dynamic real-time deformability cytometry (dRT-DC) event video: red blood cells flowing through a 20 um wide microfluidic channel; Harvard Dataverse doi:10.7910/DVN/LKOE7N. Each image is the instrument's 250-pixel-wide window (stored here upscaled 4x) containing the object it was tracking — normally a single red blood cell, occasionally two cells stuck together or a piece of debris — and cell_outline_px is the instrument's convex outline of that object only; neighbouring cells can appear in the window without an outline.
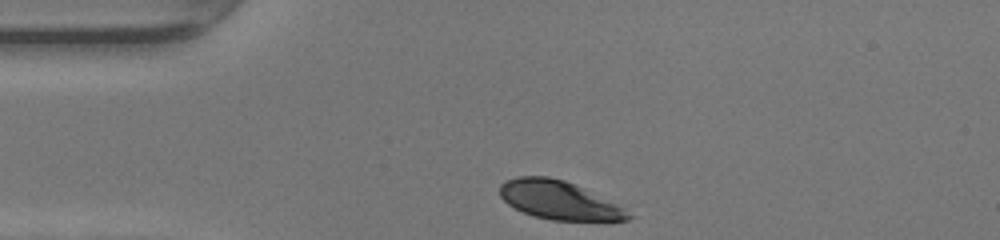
{"species": "human", "species_latin": "Homo sapiens", "temperature_condition": "warm", "stored_images_in_passage": 28, "camera_frame_rate_fps": 3000, "um_per_image_px": 0.085, "donor": {"sex": "female"}, "frame": {"image": 1, "passage_image": 1, "time_ms": 0.0, "image_size_px": [1000, 240], "cell_outline_px": [[636, 216], [628, 220], [552, 220], [532, 216], [508, 204], [500, 196], [500, 184], [516, 176], [548, 176], [564, 180], [584, 188], [624, 208]], "centroid_in_image_um": [47.52, 17.01], "position_along_channel_um": 37.5, "area_um2": 28.61}}
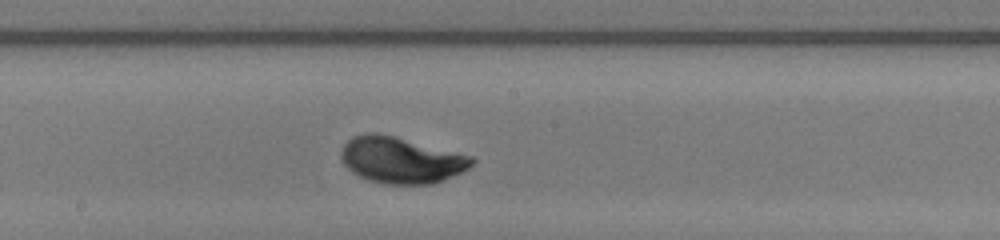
{"frame": {"image": 2, "passage_image": 16, "time_ms": 5.0, "image_size_px": [1000, 240], "cell_outline_px": [[476, 160], [468, 168], [444, 180], [432, 184], [384, 184], [368, 180], [352, 172], [344, 164], [340, 156], [340, 152], [344, 144], [352, 136], [364, 132], [376, 132], [472, 156]], "centroid_in_image_um": [34.05, 13.61], "position_along_channel_um": 214.2, "area_um2": 35.08}}
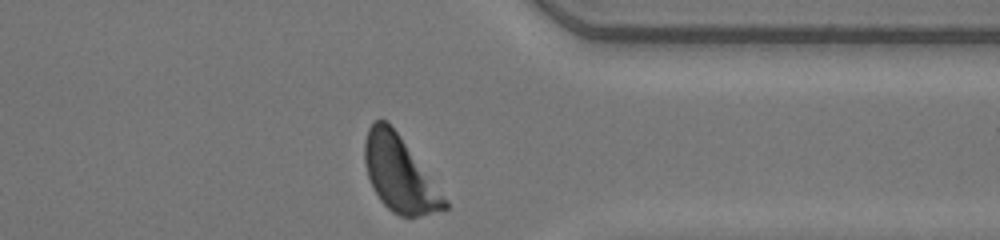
{"frame": {"image": 3, "passage_image": 28, "time_ms": 9.0, "image_size_px": [1000, 240], "cell_outline_px": [[448, 208], [420, 216], [400, 216], [392, 212], [380, 200], [372, 188], [364, 164], [364, 140], [368, 128], [376, 120], [384, 120], [396, 132], [448, 200]], "centroid_in_image_um": [33.93, 14.82], "position_along_channel_um": 377.5, "area_um2": 34.45}, "authors_computed_cell_mechanics": {"area_um2": 34.2176, "velocity_mm_per_s": 4.2548, "shape_relaxation_time_tau1_ms": 2.5302, "shape_relaxation_time_tau2_ms": null, "deformation_change_tau1": 0.1647, "deformation_change_tau2": null}}